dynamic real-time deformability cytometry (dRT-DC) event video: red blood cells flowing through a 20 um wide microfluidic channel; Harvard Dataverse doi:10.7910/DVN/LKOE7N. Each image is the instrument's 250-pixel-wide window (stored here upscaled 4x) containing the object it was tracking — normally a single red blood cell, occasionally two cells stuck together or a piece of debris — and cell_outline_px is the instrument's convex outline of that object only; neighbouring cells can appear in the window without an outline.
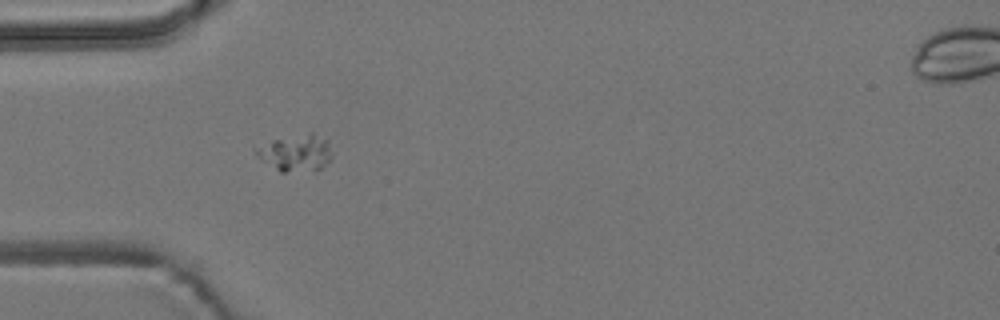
{"species": "common noctule bat (a hibernating species)", "species_latin": "Nyctalus noctula", "temperature_condition": "room temperature", "stored_images_in_passage": 2, "camera_frame_rate_fps": 3000, "um_per_image_px": 0.085, "animal": {"sex": "male", "body_mass_g": 19.2, "forearm_length_mm": 51.8}, "frame": {"image": 1, "passage_image": 1, "time_ms": 0.0, "image_size_px": [1000, 320], "cell_outline_px": [[332, 156], [320, 168], [284, 172], [280, 172], [256, 156], [252, 148], [252, 144], [312, 132], [328, 140]], "centroid_in_image_um": [25.04, 12.95], "position_along_channel_um": 60.0, "area_um2": 16.24}}
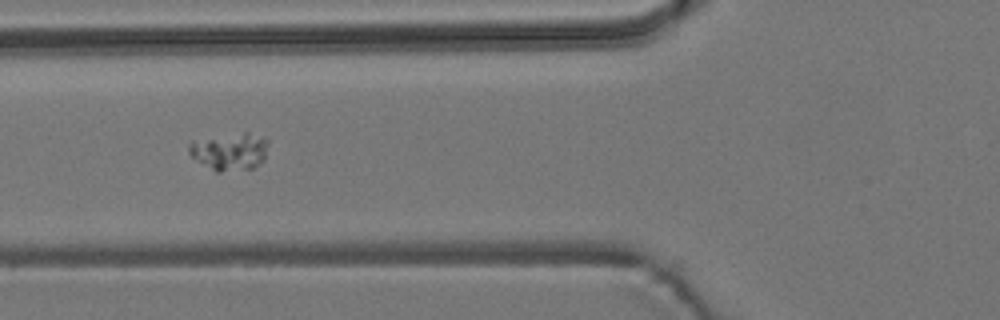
{"frame": {"image": 2, "passage_image": 2, "time_ms": 1.333, "image_size_px": [1000, 320], "cell_outline_px": [[268, 144], [264, 160], [252, 168], [220, 172], [216, 172], [192, 156], [188, 152], [188, 144], [192, 140], [244, 132], [248, 132], [264, 136], [268, 140]], "centroid_in_image_um": [19.55, 12.85], "position_along_channel_um": 106.3, "area_um2": 17.28}}